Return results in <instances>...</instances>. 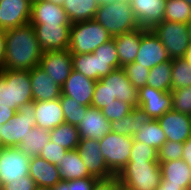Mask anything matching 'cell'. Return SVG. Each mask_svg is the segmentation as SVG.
Returning <instances> with one entry per match:
<instances>
[{
  "label": "cell",
  "mask_w": 191,
  "mask_h": 190,
  "mask_svg": "<svg viewBox=\"0 0 191 190\" xmlns=\"http://www.w3.org/2000/svg\"><path fill=\"white\" fill-rule=\"evenodd\" d=\"M164 20L188 24L191 21V5L184 0H166Z\"/></svg>",
  "instance_id": "obj_35"
},
{
  "label": "cell",
  "mask_w": 191,
  "mask_h": 190,
  "mask_svg": "<svg viewBox=\"0 0 191 190\" xmlns=\"http://www.w3.org/2000/svg\"><path fill=\"white\" fill-rule=\"evenodd\" d=\"M132 106L128 103L119 101L118 99L110 103L108 106H105L101 111L105 118L109 121L121 120L127 114L132 111Z\"/></svg>",
  "instance_id": "obj_41"
},
{
  "label": "cell",
  "mask_w": 191,
  "mask_h": 190,
  "mask_svg": "<svg viewBox=\"0 0 191 190\" xmlns=\"http://www.w3.org/2000/svg\"><path fill=\"white\" fill-rule=\"evenodd\" d=\"M191 86V65L185 58L172 59V90Z\"/></svg>",
  "instance_id": "obj_37"
},
{
  "label": "cell",
  "mask_w": 191,
  "mask_h": 190,
  "mask_svg": "<svg viewBox=\"0 0 191 190\" xmlns=\"http://www.w3.org/2000/svg\"><path fill=\"white\" fill-rule=\"evenodd\" d=\"M146 85L160 91H171L172 59L152 67Z\"/></svg>",
  "instance_id": "obj_32"
},
{
  "label": "cell",
  "mask_w": 191,
  "mask_h": 190,
  "mask_svg": "<svg viewBox=\"0 0 191 190\" xmlns=\"http://www.w3.org/2000/svg\"><path fill=\"white\" fill-rule=\"evenodd\" d=\"M0 106L12 109L11 83H6L4 76L0 73Z\"/></svg>",
  "instance_id": "obj_47"
},
{
  "label": "cell",
  "mask_w": 191,
  "mask_h": 190,
  "mask_svg": "<svg viewBox=\"0 0 191 190\" xmlns=\"http://www.w3.org/2000/svg\"><path fill=\"white\" fill-rule=\"evenodd\" d=\"M52 190H69L68 181L61 180Z\"/></svg>",
  "instance_id": "obj_54"
},
{
  "label": "cell",
  "mask_w": 191,
  "mask_h": 190,
  "mask_svg": "<svg viewBox=\"0 0 191 190\" xmlns=\"http://www.w3.org/2000/svg\"><path fill=\"white\" fill-rule=\"evenodd\" d=\"M141 28L152 29L164 20L166 0H130Z\"/></svg>",
  "instance_id": "obj_21"
},
{
  "label": "cell",
  "mask_w": 191,
  "mask_h": 190,
  "mask_svg": "<svg viewBox=\"0 0 191 190\" xmlns=\"http://www.w3.org/2000/svg\"><path fill=\"white\" fill-rule=\"evenodd\" d=\"M147 30L145 28H138L134 31L112 37L115 41L120 68L135 62L140 48L141 36Z\"/></svg>",
  "instance_id": "obj_26"
},
{
  "label": "cell",
  "mask_w": 191,
  "mask_h": 190,
  "mask_svg": "<svg viewBox=\"0 0 191 190\" xmlns=\"http://www.w3.org/2000/svg\"><path fill=\"white\" fill-rule=\"evenodd\" d=\"M114 100H116V98L113 97L105 85L98 80L95 85V92L93 94L91 106L102 110L105 106L114 102Z\"/></svg>",
  "instance_id": "obj_44"
},
{
  "label": "cell",
  "mask_w": 191,
  "mask_h": 190,
  "mask_svg": "<svg viewBox=\"0 0 191 190\" xmlns=\"http://www.w3.org/2000/svg\"><path fill=\"white\" fill-rule=\"evenodd\" d=\"M187 29H188V34H189L190 40H191V21L187 24Z\"/></svg>",
  "instance_id": "obj_57"
},
{
  "label": "cell",
  "mask_w": 191,
  "mask_h": 190,
  "mask_svg": "<svg viewBox=\"0 0 191 190\" xmlns=\"http://www.w3.org/2000/svg\"><path fill=\"white\" fill-rule=\"evenodd\" d=\"M110 39L112 36L95 19L76 22L71 25L68 50L71 54L93 53Z\"/></svg>",
  "instance_id": "obj_3"
},
{
  "label": "cell",
  "mask_w": 191,
  "mask_h": 190,
  "mask_svg": "<svg viewBox=\"0 0 191 190\" xmlns=\"http://www.w3.org/2000/svg\"><path fill=\"white\" fill-rule=\"evenodd\" d=\"M96 82L97 81L72 70L64 85L61 87L62 94L73 98L79 104L91 106Z\"/></svg>",
  "instance_id": "obj_18"
},
{
  "label": "cell",
  "mask_w": 191,
  "mask_h": 190,
  "mask_svg": "<svg viewBox=\"0 0 191 190\" xmlns=\"http://www.w3.org/2000/svg\"><path fill=\"white\" fill-rule=\"evenodd\" d=\"M133 137L110 132L99 140L100 151L108 168L117 175L129 162Z\"/></svg>",
  "instance_id": "obj_7"
},
{
  "label": "cell",
  "mask_w": 191,
  "mask_h": 190,
  "mask_svg": "<svg viewBox=\"0 0 191 190\" xmlns=\"http://www.w3.org/2000/svg\"><path fill=\"white\" fill-rule=\"evenodd\" d=\"M35 181L29 176L21 177L20 179L14 180L11 183L3 184L0 190H35Z\"/></svg>",
  "instance_id": "obj_46"
},
{
  "label": "cell",
  "mask_w": 191,
  "mask_h": 190,
  "mask_svg": "<svg viewBox=\"0 0 191 190\" xmlns=\"http://www.w3.org/2000/svg\"><path fill=\"white\" fill-rule=\"evenodd\" d=\"M50 141L67 150L76 149L80 141L77 126L63 123L49 131Z\"/></svg>",
  "instance_id": "obj_34"
},
{
  "label": "cell",
  "mask_w": 191,
  "mask_h": 190,
  "mask_svg": "<svg viewBox=\"0 0 191 190\" xmlns=\"http://www.w3.org/2000/svg\"><path fill=\"white\" fill-rule=\"evenodd\" d=\"M159 163L161 185H174L191 190V168L183 159Z\"/></svg>",
  "instance_id": "obj_24"
},
{
  "label": "cell",
  "mask_w": 191,
  "mask_h": 190,
  "mask_svg": "<svg viewBox=\"0 0 191 190\" xmlns=\"http://www.w3.org/2000/svg\"><path fill=\"white\" fill-rule=\"evenodd\" d=\"M170 60L167 50L161 43L160 39L151 29H148L140 40L135 63L151 69L152 67Z\"/></svg>",
  "instance_id": "obj_12"
},
{
  "label": "cell",
  "mask_w": 191,
  "mask_h": 190,
  "mask_svg": "<svg viewBox=\"0 0 191 190\" xmlns=\"http://www.w3.org/2000/svg\"><path fill=\"white\" fill-rule=\"evenodd\" d=\"M30 157L17 147H4L0 152V187L29 175Z\"/></svg>",
  "instance_id": "obj_8"
},
{
  "label": "cell",
  "mask_w": 191,
  "mask_h": 190,
  "mask_svg": "<svg viewBox=\"0 0 191 190\" xmlns=\"http://www.w3.org/2000/svg\"><path fill=\"white\" fill-rule=\"evenodd\" d=\"M35 190H52V188H47V187H36Z\"/></svg>",
  "instance_id": "obj_59"
},
{
  "label": "cell",
  "mask_w": 191,
  "mask_h": 190,
  "mask_svg": "<svg viewBox=\"0 0 191 190\" xmlns=\"http://www.w3.org/2000/svg\"><path fill=\"white\" fill-rule=\"evenodd\" d=\"M172 110L191 116V86L171 90Z\"/></svg>",
  "instance_id": "obj_38"
},
{
  "label": "cell",
  "mask_w": 191,
  "mask_h": 190,
  "mask_svg": "<svg viewBox=\"0 0 191 190\" xmlns=\"http://www.w3.org/2000/svg\"><path fill=\"white\" fill-rule=\"evenodd\" d=\"M50 141L49 131L40 129L39 127L32 128L17 148L26 156H39L43 147Z\"/></svg>",
  "instance_id": "obj_31"
},
{
  "label": "cell",
  "mask_w": 191,
  "mask_h": 190,
  "mask_svg": "<svg viewBox=\"0 0 191 190\" xmlns=\"http://www.w3.org/2000/svg\"><path fill=\"white\" fill-rule=\"evenodd\" d=\"M183 144L167 140L158 150V162L182 159Z\"/></svg>",
  "instance_id": "obj_42"
},
{
  "label": "cell",
  "mask_w": 191,
  "mask_h": 190,
  "mask_svg": "<svg viewBox=\"0 0 191 190\" xmlns=\"http://www.w3.org/2000/svg\"><path fill=\"white\" fill-rule=\"evenodd\" d=\"M188 5H191V0H184Z\"/></svg>",
  "instance_id": "obj_62"
},
{
  "label": "cell",
  "mask_w": 191,
  "mask_h": 190,
  "mask_svg": "<svg viewBox=\"0 0 191 190\" xmlns=\"http://www.w3.org/2000/svg\"><path fill=\"white\" fill-rule=\"evenodd\" d=\"M34 102L21 105L14 117L0 126V140L4 147H17L29 131L36 127Z\"/></svg>",
  "instance_id": "obj_5"
},
{
  "label": "cell",
  "mask_w": 191,
  "mask_h": 190,
  "mask_svg": "<svg viewBox=\"0 0 191 190\" xmlns=\"http://www.w3.org/2000/svg\"><path fill=\"white\" fill-rule=\"evenodd\" d=\"M89 173L97 179H107L115 174L108 168L100 151L99 140L80 139L76 148Z\"/></svg>",
  "instance_id": "obj_9"
},
{
  "label": "cell",
  "mask_w": 191,
  "mask_h": 190,
  "mask_svg": "<svg viewBox=\"0 0 191 190\" xmlns=\"http://www.w3.org/2000/svg\"><path fill=\"white\" fill-rule=\"evenodd\" d=\"M16 109L0 106V126L9 122L16 114Z\"/></svg>",
  "instance_id": "obj_50"
},
{
  "label": "cell",
  "mask_w": 191,
  "mask_h": 190,
  "mask_svg": "<svg viewBox=\"0 0 191 190\" xmlns=\"http://www.w3.org/2000/svg\"><path fill=\"white\" fill-rule=\"evenodd\" d=\"M29 176L38 187L53 188L62 180L58 166L40 156L30 158Z\"/></svg>",
  "instance_id": "obj_27"
},
{
  "label": "cell",
  "mask_w": 191,
  "mask_h": 190,
  "mask_svg": "<svg viewBox=\"0 0 191 190\" xmlns=\"http://www.w3.org/2000/svg\"><path fill=\"white\" fill-rule=\"evenodd\" d=\"M123 183L116 175L107 179H98L92 190H121Z\"/></svg>",
  "instance_id": "obj_48"
},
{
  "label": "cell",
  "mask_w": 191,
  "mask_h": 190,
  "mask_svg": "<svg viewBox=\"0 0 191 190\" xmlns=\"http://www.w3.org/2000/svg\"><path fill=\"white\" fill-rule=\"evenodd\" d=\"M33 102L50 101L60 98L61 87L39 66L29 70Z\"/></svg>",
  "instance_id": "obj_23"
},
{
  "label": "cell",
  "mask_w": 191,
  "mask_h": 190,
  "mask_svg": "<svg viewBox=\"0 0 191 190\" xmlns=\"http://www.w3.org/2000/svg\"><path fill=\"white\" fill-rule=\"evenodd\" d=\"M31 0H2L0 2V30L26 25L31 17Z\"/></svg>",
  "instance_id": "obj_15"
},
{
  "label": "cell",
  "mask_w": 191,
  "mask_h": 190,
  "mask_svg": "<svg viewBox=\"0 0 191 190\" xmlns=\"http://www.w3.org/2000/svg\"><path fill=\"white\" fill-rule=\"evenodd\" d=\"M67 151L68 150L63 146H59L57 143L49 141V143L43 147L39 156L47 160L49 163L58 166L61 164Z\"/></svg>",
  "instance_id": "obj_43"
},
{
  "label": "cell",
  "mask_w": 191,
  "mask_h": 190,
  "mask_svg": "<svg viewBox=\"0 0 191 190\" xmlns=\"http://www.w3.org/2000/svg\"><path fill=\"white\" fill-rule=\"evenodd\" d=\"M63 158L61 164L58 165L62 180L70 181L82 178H95L89 173L76 149L68 150Z\"/></svg>",
  "instance_id": "obj_29"
},
{
  "label": "cell",
  "mask_w": 191,
  "mask_h": 190,
  "mask_svg": "<svg viewBox=\"0 0 191 190\" xmlns=\"http://www.w3.org/2000/svg\"><path fill=\"white\" fill-rule=\"evenodd\" d=\"M43 51L66 50L70 44L71 25L32 24Z\"/></svg>",
  "instance_id": "obj_11"
},
{
  "label": "cell",
  "mask_w": 191,
  "mask_h": 190,
  "mask_svg": "<svg viewBox=\"0 0 191 190\" xmlns=\"http://www.w3.org/2000/svg\"><path fill=\"white\" fill-rule=\"evenodd\" d=\"M158 161V150L145 143L133 140L129 162Z\"/></svg>",
  "instance_id": "obj_39"
},
{
  "label": "cell",
  "mask_w": 191,
  "mask_h": 190,
  "mask_svg": "<svg viewBox=\"0 0 191 190\" xmlns=\"http://www.w3.org/2000/svg\"><path fill=\"white\" fill-rule=\"evenodd\" d=\"M133 139L154 147L156 150H159L167 141L164 131L161 129L158 120L155 119L143 124L138 133L133 136Z\"/></svg>",
  "instance_id": "obj_33"
},
{
  "label": "cell",
  "mask_w": 191,
  "mask_h": 190,
  "mask_svg": "<svg viewBox=\"0 0 191 190\" xmlns=\"http://www.w3.org/2000/svg\"><path fill=\"white\" fill-rule=\"evenodd\" d=\"M97 178H82L68 181L69 190H92Z\"/></svg>",
  "instance_id": "obj_49"
},
{
  "label": "cell",
  "mask_w": 191,
  "mask_h": 190,
  "mask_svg": "<svg viewBox=\"0 0 191 190\" xmlns=\"http://www.w3.org/2000/svg\"><path fill=\"white\" fill-rule=\"evenodd\" d=\"M36 127L52 130L65 123V118L59 98L50 101L34 102Z\"/></svg>",
  "instance_id": "obj_25"
},
{
  "label": "cell",
  "mask_w": 191,
  "mask_h": 190,
  "mask_svg": "<svg viewBox=\"0 0 191 190\" xmlns=\"http://www.w3.org/2000/svg\"><path fill=\"white\" fill-rule=\"evenodd\" d=\"M151 30L160 39L170 59L185 58L191 42L187 24L163 20Z\"/></svg>",
  "instance_id": "obj_6"
},
{
  "label": "cell",
  "mask_w": 191,
  "mask_h": 190,
  "mask_svg": "<svg viewBox=\"0 0 191 190\" xmlns=\"http://www.w3.org/2000/svg\"><path fill=\"white\" fill-rule=\"evenodd\" d=\"M30 24L72 25L62 5L46 0L32 1Z\"/></svg>",
  "instance_id": "obj_20"
},
{
  "label": "cell",
  "mask_w": 191,
  "mask_h": 190,
  "mask_svg": "<svg viewBox=\"0 0 191 190\" xmlns=\"http://www.w3.org/2000/svg\"><path fill=\"white\" fill-rule=\"evenodd\" d=\"M112 1H114V0H98V2H99L100 4L110 3V2H112Z\"/></svg>",
  "instance_id": "obj_58"
},
{
  "label": "cell",
  "mask_w": 191,
  "mask_h": 190,
  "mask_svg": "<svg viewBox=\"0 0 191 190\" xmlns=\"http://www.w3.org/2000/svg\"><path fill=\"white\" fill-rule=\"evenodd\" d=\"M114 37L141 28L127 0L100 4L94 18Z\"/></svg>",
  "instance_id": "obj_2"
},
{
  "label": "cell",
  "mask_w": 191,
  "mask_h": 190,
  "mask_svg": "<svg viewBox=\"0 0 191 190\" xmlns=\"http://www.w3.org/2000/svg\"><path fill=\"white\" fill-rule=\"evenodd\" d=\"M100 81L113 97L132 107L137 106L139 89L132 85L122 67L113 70L107 76L102 77Z\"/></svg>",
  "instance_id": "obj_14"
},
{
  "label": "cell",
  "mask_w": 191,
  "mask_h": 190,
  "mask_svg": "<svg viewBox=\"0 0 191 190\" xmlns=\"http://www.w3.org/2000/svg\"><path fill=\"white\" fill-rule=\"evenodd\" d=\"M4 37L5 53L0 69L29 71L39 66L44 51L32 24L7 29Z\"/></svg>",
  "instance_id": "obj_1"
},
{
  "label": "cell",
  "mask_w": 191,
  "mask_h": 190,
  "mask_svg": "<svg viewBox=\"0 0 191 190\" xmlns=\"http://www.w3.org/2000/svg\"><path fill=\"white\" fill-rule=\"evenodd\" d=\"M39 67L42 68L56 84L62 87L73 70L72 54L68 49L44 51L39 62Z\"/></svg>",
  "instance_id": "obj_10"
},
{
  "label": "cell",
  "mask_w": 191,
  "mask_h": 190,
  "mask_svg": "<svg viewBox=\"0 0 191 190\" xmlns=\"http://www.w3.org/2000/svg\"><path fill=\"white\" fill-rule=\"evenodd\" d=\"M122 68L126 72L127 78L135 88L140 89L146 85L150 69L135 62L129 63Z\"/></svg>",
  "instance_id": "obj_40"
},
{
  "label": "cell",
  "mask_w": 191,
  "mask_h": 190,
  "mask_svg": "<svg viewBox=\"0 0 191 190\" xmlns=\"http://www.w3.org/2000/svg\"><path fill=\"white\" fill-rule=\"evenodd\" d=\"M72 66L73 70L95 81L114 70L112 59L99 58L94 53L72 54Z\"/></svg>",
  "instance_id": "obj_17"
},
{
  "label": "cell",
  "mask_w": 191,
  "mask_h": 190,
  "mask_svg": "<svg viewBox=\"0 0 191 190\" xmlns=\"http://www.w3.org/2000/svg\"><path fill=\"white\" fill-rule=\"evenodd\" d=\"M182 159L190 166L191 168V137L187 139L183 144V155Z\"/></svg>",
  "instance_id": "obj_51"
},
{
  "label": "cell",
  "mask_w": 191,
  "mask_h": 190,
  "mask_svg": "<svg viewBox=\"0 0 191 190\" xmlns=\"http://www.w3.org/2000/svg\"><path fill=\"white\" fill-rule=\"evenodd\" d=\"M137 106L141 107L153 120L172 110L171 91H160L145 85L139 89Z\"/></svg>",
  "instance_id": "obj_13"
},
{
  "label": "cell",
  "mask_w": 191,
  "mask_h": 190,
  "mask_svg": "<svg viewBox=\"0 0 191 190\" xmlns=\"http://www.w3.org/2000/svg\"><path fill=\"white\" fill-rule=\"evenodd\" d=\"M167 140L184 143L191 137V116L174 110L157 119Z\"/></svg>",
  "instance_id": "obj_16"
},
{
  "label": "cell",
  "mask_w": 191,
  "mask_h": 190,
  "mask_svg": "<svg viewBox=\"0 0 191 190\" xmlns=\"http://www.w3.org/2000/svg\"><path fill=\"white\" fill-rule=\"evenodd\" d=\"M93 53L99 58L112 59V68L114 70L120 68L117 49L113 38L97 47Z\"/></svg>",
  "instance_id": "obj_45"
},
{
  "label": "cell",
  "mask_w": 191,
  "mask_h": 190,
  "mask_svg": "<svg viewBox=\"0 0 191 190\" xmlns=\"http://www.w3.org/2000/svg\"><path fill=\"white\" fill-rule=\"evenodd\" d=\"M151 120L153 119L141 107L136 106L121 120L110 122L111 132L133 137L143 124L149 123Z\"/></svg>",
  "instance_id": "obj_28"
},
{
  "label": "cell",
  "mask_w": 191,
  "mask_h": 190,
  "mask_svg": "<svg viewBox=\"0 0 191 190\" xmlns=\"http://www.w3.org/2000/svg\"><path fill=\"white\" fill-rule=\"evenodd\" d=\"M121 190H135V189H131V188L125 186V185H122Z\"/></svg>",
  "instance_id": "obj_60"
},
{
  "label": "cell",
  "mask_w": 191,
  "mask_h": 190,
  "mask_svg": "<svg viewBox=\"0 0 191 190\" xmlns=\"http://www.w3.org/2000/svg\"><path fill=\"white\" fill-rule=\"evenodd\" d=\"M155 190H185V189L179 186H174V185L159 184Z\"/></svg>",
  "instance_id": "obj_53"
},
{
  "label": "cell",
  "mask_w": 191,
  "mask_h": 190,
  "mask_svg": "<svg viewBox=\"0 0 191 190\" xmlns=\"http://www.w3.org/2000/svg\"><path fill=\"white\" fill-rule=\"evenodd\" d=\"M5 53V37L4 31L0 30V64L2 62L3 56Z\"/></svg>",
  "instance_id": "obj_52"
},
{
  "label": "cell",
  "mask_w": 191,
  "mask_h": 190,
  "mask_svg": "<svg viewBox=\"0 0 191 190\" xmlns=\"http://www.w3.org/2000/svg\"><path fill=\"white\" fill-rule=\"evenodd\" d=\"M46 1H49V2L55 3V4H59V5H62L64 3V0H46Z\"/></svg>",
  "instance_id": "obj_56"
},
{
  "label": "cell",
  "mask_w": 191,
  "mask_h": 190,
  "mask_svg": "<svg viewBox=\"0 0 191 190\" xmlns=\"http://www.w3.org/2000/svg\"><path fill=\"white\" fill-rule=\"evenodd\" d=\"M80 139L100 140L111 132L110 122L103 112L93 106L87 108L86 114L77 126Z\"/></svg>",
  "instance_id": "obj_22"
},
{
  "label": "cell",
  "mask_w": 191,
  "mask_h": 190,
  "mask_svg": "<svg viewBox=\"0 0 191 190\" xmlns=\"http://www.w3.org/2000/svg\"><path fill=\"white\" fill-rule=\"evenodd\" d=\"M3 148H4V146H3V144H2V142L0 140V152L2 151Z\"/></svg>",
  "instance_id": "obj_61"
},
{
  "label": "cell",
  "mask_w": 191,
  "mask_h": 190,
  "mask_svg": "<svg viewBox=\"0 0 191 190\" xmlns=\"http://www.w3.org/2000/svg\"><path fill=\"white\" fill-rule=\"evenodd\" d=\"M59 100L62 106L65 123L78 126L85 116L89 106L79 104L73 98L63 94H61Z\"/></svg>",
  "instance_id": "obj_36"
},
{
  "label": "cell",
  "mask_w": 191,
  "mask_h": 190,
  "mask_svg": "<svg viewBox=\"0 0 191 190\" xmlns=\"http://www.w3.org/2000/svg\"><path fill=\"white\" fill-rule=\"evenodd\" d=\"M185 59L190 63L191 65V42H190V45L187 49V52H186V56H185Z\"/></svg>",
  "instance_id": "obj_55"
},
{
  "label": "cell",
  "mask_w": 191,
  "mask_h": 190,
  "mask_svg": "<svg viewBox=\"0 0 191 190\" xmlns=\"http://www.w3.org/2000/svg\"><path fill=\"white\" fill-rule=\"evenodd\" d=\"M116 176L123 185L135 190H155L162 178L158 161L128 162Z\"/></svg>",
  "instance_id": "obj_4"
},
{
  "label": "cell",
  "mask_w": 191,
  "mask_h": 190,
  "mask_svg": "<svg viewBox=\"0 0 191 190\" xmlns=\"http://www.w3.org/2000/svg\"><path fill=\"white\" fill-rule=\"evenodd\" d=\"M6 83H11L12 109L33 102L29 71L0 69Z\"/></svg>",
  "instance_id": "obj_19"
},
{
  "label": "cell",
  "mask_w": 191,
  "mask_h": 190,
  "mask_svg": "<svg viewBox=\"0 0 191 190\" xmlns=\"http://www.w3.org/2000/svg\"><path fill=\"white\" fill-rule=\"evenodd\" d=\"M99 5L98 0H64L62 8L73 24L94 19Z\"/></svg>",
  "instance_id": "obj_30"
}]
</instances>
